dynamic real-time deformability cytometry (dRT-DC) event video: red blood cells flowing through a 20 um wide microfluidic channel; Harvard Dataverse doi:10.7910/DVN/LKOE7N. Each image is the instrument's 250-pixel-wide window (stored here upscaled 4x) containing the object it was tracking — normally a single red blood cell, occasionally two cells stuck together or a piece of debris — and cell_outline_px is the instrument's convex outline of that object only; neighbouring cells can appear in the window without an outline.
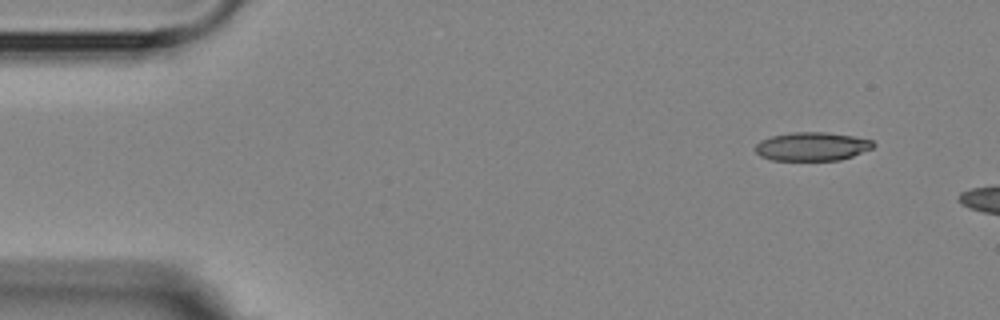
{"species": "Egyptian fruit bat (a non-hibernating species)", "species_latin": "Rousettus aegyptiacus", "temperature_condition": "room temperature", "stored_images_in_passage": 3, "camera_frame_rate_fps": 3000, "um_per_image_px": 0.085, "animal": {"sex": "female"}, "frame": {"image": 1, "passage_image": 1, "time_ms": 0.0, "image_size_px": [1000, 320], "cell_outline_px": [[876, 144], [872, 148], [852, 156], [840, 160], [772, 160], [760, 156], [756, 152], [756, 144], [760, 140], [772, 136], [792, 132], [828, 132], [852, 136], [872, 140]], "centroid_in_image_um": [69.02, 12.44], "position_along_channel_um": 16.0, "area_um2": 19.59}}